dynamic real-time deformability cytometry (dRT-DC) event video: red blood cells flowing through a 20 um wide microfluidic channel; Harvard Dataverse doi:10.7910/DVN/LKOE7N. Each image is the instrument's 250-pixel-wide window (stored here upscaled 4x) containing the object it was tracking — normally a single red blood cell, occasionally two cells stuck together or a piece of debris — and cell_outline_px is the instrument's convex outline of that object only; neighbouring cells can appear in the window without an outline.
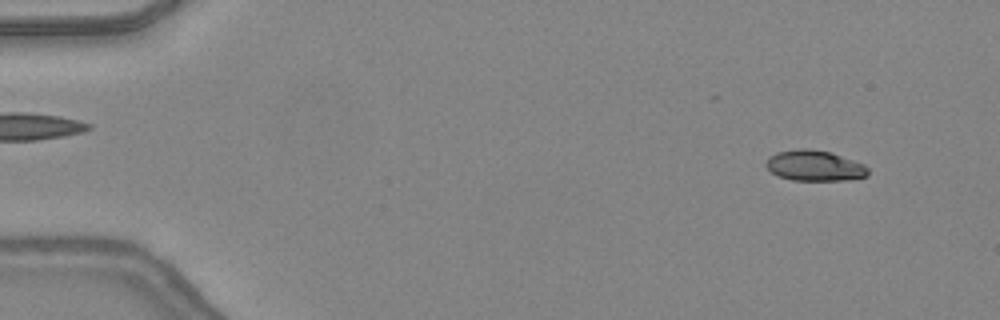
{"species": "common noctule bat (a hibernating species)", "species_latin": "Nyctalus noctula", "temperature_condition": "warm", "stored_images_in_passage": 47, "camera_frame_rate_fps": 3000, "um_per_image_px": 0.085, "animal": {"sex": "female", "body_mass_g": 24.6, "forearm_length_mm": 56.2}, "frame": {"image": 1, "passage_image": 4, "time_ms": 1.0, "image_size_px": [1000, 320], "cell_outline_px": [[868, 176], [848, 180], [792, 180], [780, 176], [772, 172], [764, 164], [768, 156], [776, 152], [800, 148], [808, 148], [828, 152], [864, 164], [868, 168]], "centroid_in_image_um": [69.21, 14.08], "position_along_channel_um": 15.8, "area_um2": 18.09}}
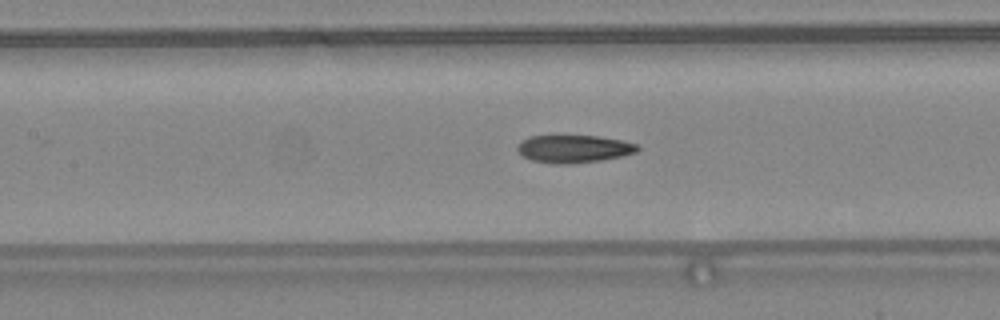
{"frame": {"image": 2, "passage_image": 22, "time_ms": 7.0, "image_size_px": [1000, 320], "cell_outline_px": [[640, 148], [636, 152], [624, 156], [600, 160], [568, 164], [552, 164], [532, 160], [524, 156], [516, 148], [520, 140], [528, 136], [596, 136], [624, 140], [640, 144]], "centroid_in_image_um": [48.8, 12.64], "position_along_channel_um": 158.6, "area_um2": 19.54}}
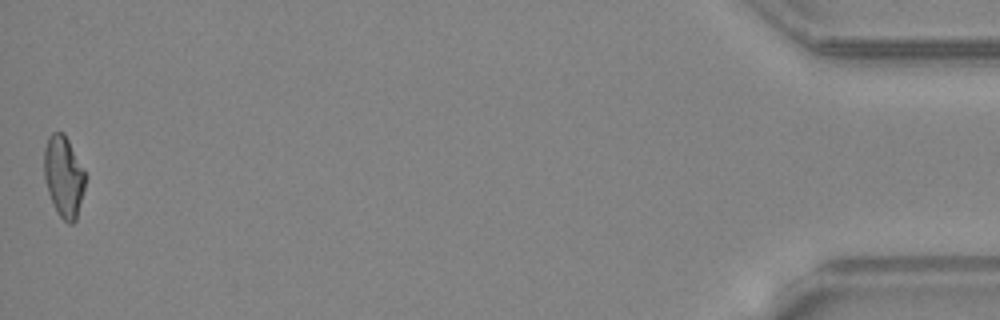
{"frame": {"image": 3, "passage_image": 47, "time_ms": 15.333, "image_size_px": [1000, 320], "cell_outline_px": [[88, 176], [76, 220], [72, 224], [68, 224], [56, 212], [48, 192], [44, 180], [44, 148], [48, 136], [52, 132], [64, 132]], "centroid_in_image_um": [5.43, 15.0], "position_along_channel_um": 429.8, "area_um2": 19.88}, "authors_computed_cell_mechanics": {"area_um2": 19.5364, "velocity_mm_per_s": 4.3974, "shape_relaxation_time_tau1_ms": null, "shape_relaxation_time_tau2_ms": 2.8082, "deformation_change_tau1": null, "deformation_change_tau2": 0.1029}}